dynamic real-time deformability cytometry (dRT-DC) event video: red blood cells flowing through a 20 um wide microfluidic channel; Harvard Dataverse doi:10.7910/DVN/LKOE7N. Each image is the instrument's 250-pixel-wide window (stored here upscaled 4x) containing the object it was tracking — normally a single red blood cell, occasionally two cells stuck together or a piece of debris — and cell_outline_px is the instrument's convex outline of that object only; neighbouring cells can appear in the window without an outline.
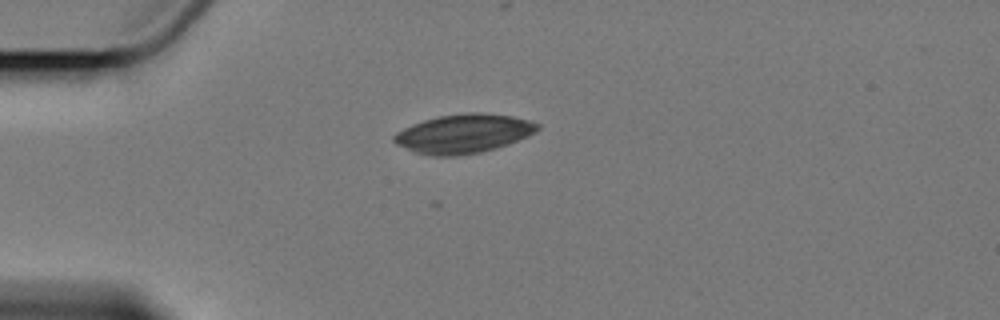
{"species": "Egyptian fruit bat (a non-hibernating species)", "species_latin": "Rousettus aegyptiacus", "temperature_condition": "cold", "stored_images_in_passage": 4, "camera_frame_rate_fps": 3000, "um_per_image_px": 0.085, "animal": {"sex": "female"}, "frame": {"image": 1, "passage_image": 1, "time_ms": 0.0, "image_size_px": [1000, 320], "cell_outline_px": [[540, 128], [536, 132], [528, 136], [508, 144], [496, 148], [480, 152], [456, 156], [432, 156], [416, 152], [396, 144], [392, 140], [392, 136], [396, 132], [412, 124], [424, 120], [440, 116], [468, 112], [480, 112], [512, 116], [528, 120], [540, 124]], "centroid_in_image_um": [39.41, 11.36], "position_along_channel_um": 45.6, "area_um2": 32.54}}
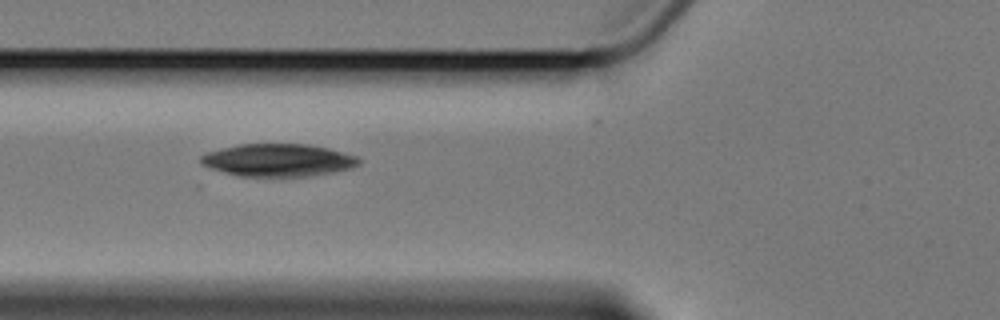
{"frame": {"image": 2, "passage_image": 3, "time_ms": 2.333, "image_size_px": [1000, 320], "cell_outline_px": [[360, 164], [352, 168], [332, 172], [304, 176], [240, 176], [224, 172], [200, 164], [200, 156], [208, 152], [240, 144], [308, 144], [328, 148], [356, 156], [360, 160]], "centroid_in_image_um": [23.65, 13.61], "position_along_channel_um": 102.2, "area_um2": 29.71}}
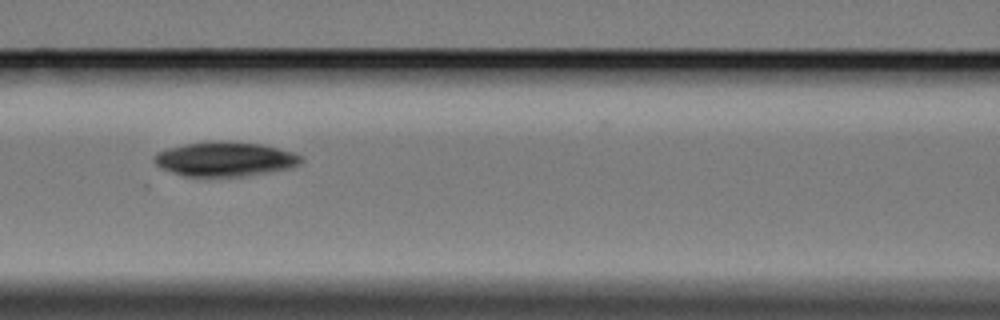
{"frame": {"image": 3, "passage_image": 4, "time_ms": 3.667, "image_size_px": [1000, 320], "cell_outline_px": [[304, 160], [300, 164], [292, 168], [244, 176], [184, 176], [160, 168], [152, 160], [152, 156], [156, 152], [168, 148], [184, 144], [216, 140], [224, 140], [264, 144], [292, 152], [304, 156]], "centroid_in_image_um": [19.13, 13.51], "position_along_channel_um": 147.5, "area_um2": 29.94}}